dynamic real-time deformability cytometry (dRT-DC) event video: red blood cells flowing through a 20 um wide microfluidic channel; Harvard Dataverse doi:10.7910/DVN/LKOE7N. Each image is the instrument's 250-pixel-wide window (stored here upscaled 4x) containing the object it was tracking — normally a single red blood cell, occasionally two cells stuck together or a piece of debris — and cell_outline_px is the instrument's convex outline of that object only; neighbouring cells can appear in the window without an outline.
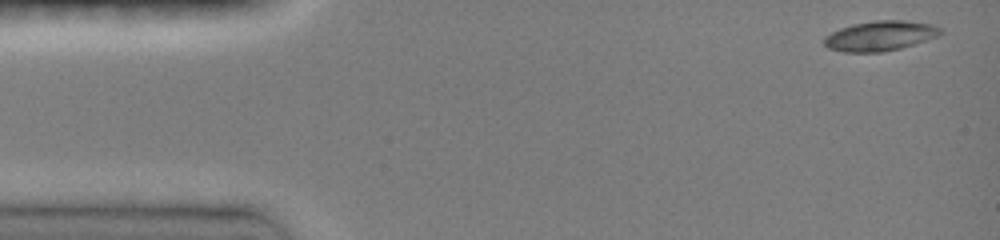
{"species": "common noctule bat (a hibernating species)", "species_latin": "Nyctalus noctula", "temperature_condition": "room temperature", "stored_images_in_passage": 7, "camera_frame_rate_fps": 3000, "um_per_image_px": 0.085, "animal": {"sex": "female", "body_mass_g": 19.0, "forearm_length_mm": 51.5}, "frame": {"image": 1, "passage_image": 1, "time_ms": 0.0, "image_size_px": [1000, 240], "cell_outline_px": [[944, 32], [936, 36], [900, 48], [880, 52], [844, 52], [828, 48], [824, 44], [824, 36], [840, 28], [852, 24], [876, 20], [904, 20], [932, 24], [940, 28]], "centroid_in_image_um": [74.78, 3.04], "position_along_channel_um": 10.2, "area_um2": 20.11}}
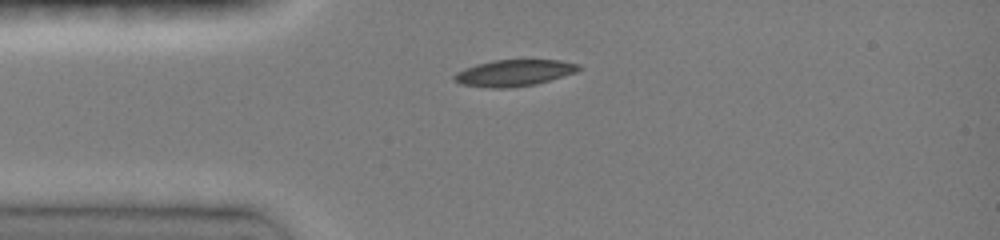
{"frame": {"image": 2, "passage_image": 6, "time_ms": 3.0, "image_size_px": [1000, 240], "cell_outline_px": [[580, 68], [576, 72], [536, 84], [508, 88], [492, 88], [460, 84], [452, 80], [452, 76], [456, 72], [464, 68], [476, 64], [492, 60], [560, 60], [580, 64]], "centroid_in_image_um": [43.65, 6.2], "position_along_channel_um": 41.4, "area_um2": 19.25}}